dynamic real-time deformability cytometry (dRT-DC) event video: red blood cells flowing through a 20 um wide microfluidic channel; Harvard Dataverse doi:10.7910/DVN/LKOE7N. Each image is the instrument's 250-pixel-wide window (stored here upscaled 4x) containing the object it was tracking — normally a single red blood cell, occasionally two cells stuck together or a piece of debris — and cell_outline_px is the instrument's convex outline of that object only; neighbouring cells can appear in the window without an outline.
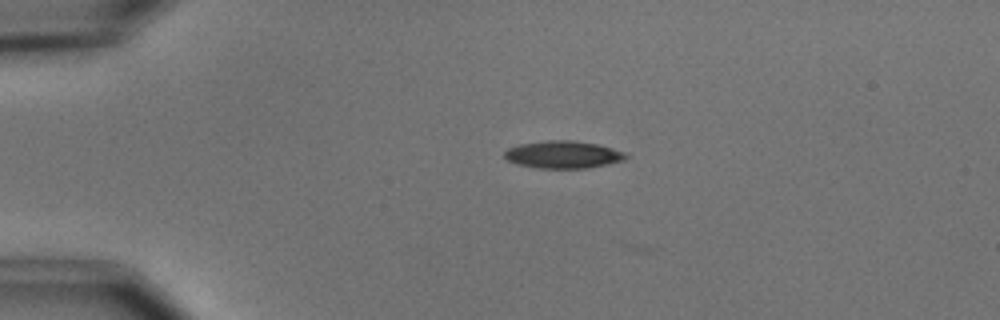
{"species": "common noctule bat (a hibernating species)", "species_latin": "Nyctalus noctula", "temperature_condition": "cold", "stored_images_in_passage": 28, "camera_frame_rate_fps": 3000, "um_per_image_px": 0.085, "animal": {"sex": "male", "body_mass_g": 15.6}, "frame": {"image": 1, "passage_image": 1, "time_ms": 0.0, "image_size_px": [1000, 320], "cell_outline_px": [[628, 156], [624, 160], [588, 168], [536, 168], [516, 164], [508, 160], [504, 156], [504, 152], [508, 148], [520, 144], [548, 140], [572, 140], [600, 144], [624, 152]], "centroid_in_image_um": [47.86, 13.14], "position_along_channel_um": 37.1, "area_um2": 19.42}}
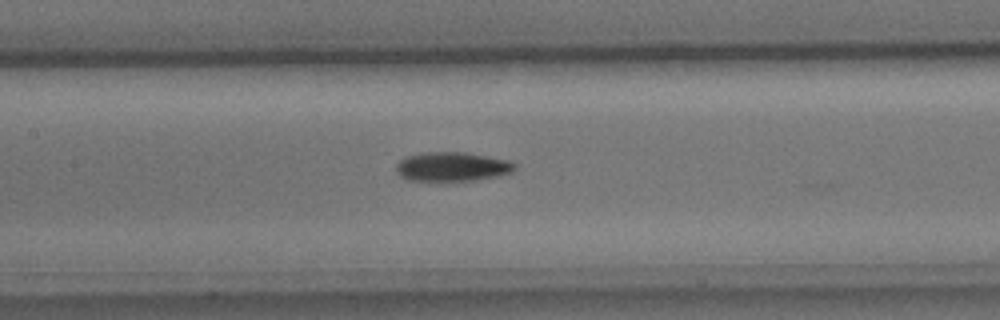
{"frame": {"image": 2, "passage_image": 15, "time_ms": 4.667, "image_size_px": [1000, 320], "cell_outline_px": [[516, 168], [512, 172], [500, 176], [476, 180], [412, 180], [400, 176], [396, 172], [396, 164], [404, 156], [424, 152], [464, 152], [508, 160], [516, 164]], "centroid_in_image_um": [38.43, 14.16], "position_along_channel_um": 169.0, "area_um2": 20.17}}
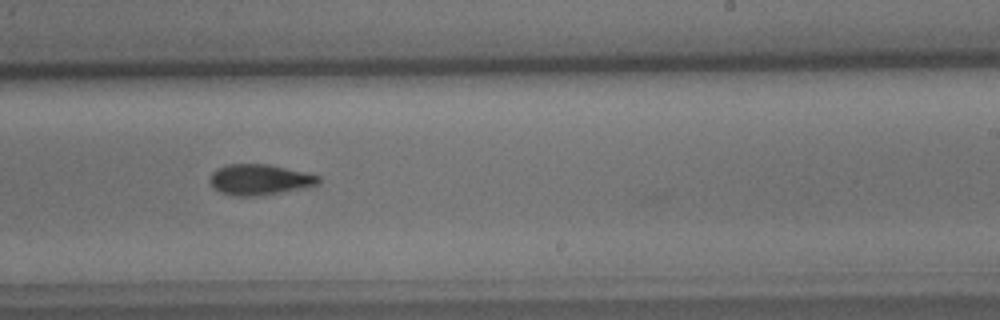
{"frame": {"image": 3, "passage_image": 23, "time_ms": 7.333, "image_size_px": [1000, 320], "cell_outline_px": [[320, 180], [316, 184], [304, 188], [280, 192], [252, 196], [236, 196], [220, 192], [212, 188], [208, 180], [212, 172], [216, 168], [224, 164], [268, 164], [304, 172], [320, 176]], "centroid_in_image_um": [21.99, 15.26], "position_along_channel_um": 267.0, "area_um2": 19.42}}